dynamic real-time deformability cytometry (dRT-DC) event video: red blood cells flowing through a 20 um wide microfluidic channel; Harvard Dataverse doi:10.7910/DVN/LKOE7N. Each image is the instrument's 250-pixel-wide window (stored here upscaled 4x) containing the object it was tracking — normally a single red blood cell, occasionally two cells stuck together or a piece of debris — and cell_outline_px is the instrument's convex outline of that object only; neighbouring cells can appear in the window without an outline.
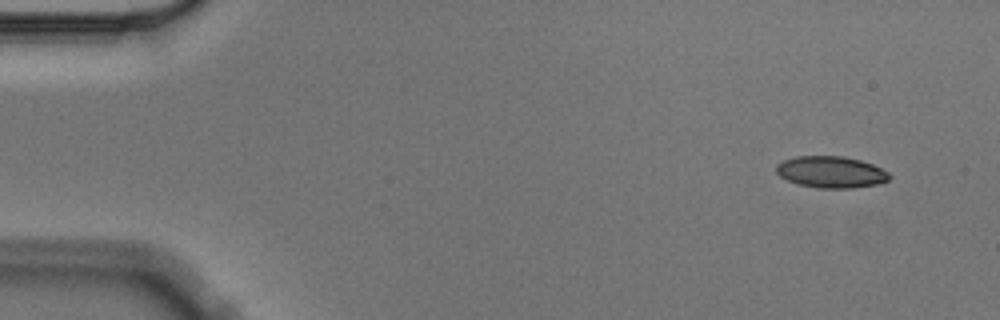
{"species": "Egyptian fruit bat (a non-hibernating species)", "species_latin": "Rousettus aegyptiacus", "temperature_condition": "cold", "stored_images_in_passage": 14, "camera_frame_rate_fps": 3000, "um_per_image_px": 0.085, "animal": {"sex": "male"}, "frame": {"image": 1, "passage_image": 1, "time_ms": 0.0, "image_size_px": [1000, 320], "cell_outline_px": [[892, 176], [888, 180], [876, 184], [852, 188], [816, 188], [800, 184], [788, 180], [780, 176], [776, 172], [776, 164], [784, 160], [796, 156], [844, 156], [860, 160], [872, 164], [888, 172]], "centroid_in_image_um": [70.63, 14.62], "position_along_channel_um": 14.4, "area_um2": 20.75}}
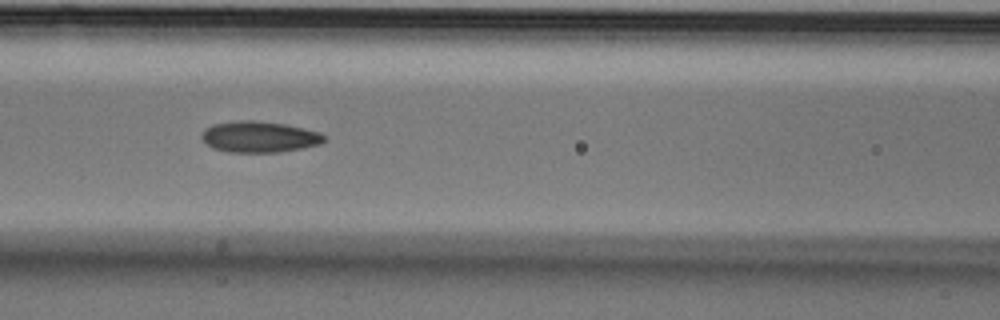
{"frame": {"image": 2, "passage_image": 6, "time_ms": 1.667, "image_size_px": [1000, 320], "cell_outline_px": [[324, 140], [320, 144], [300, 148], [276, 152], [228, 152], [212, 148], [200, 136], [200, 132], [204, 128], [212, 124], [240, 120], [256, 120], [284, 124], [320, 132], [324, 136]], "centroid_in_image_um": [21.98, 11.62], "position_along_channel_um": 144.6, "area_um2": 22.14}}
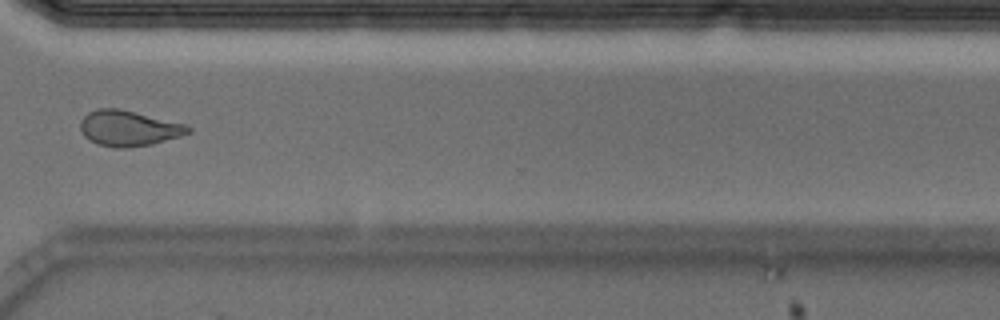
{"frame": {"image": 3, "passage_image": 11, "time_ms": 3.333, "image_size_px": [1000, 320], "cell_outline_px": [[192, 132], [180, 136], [152, 144], [128, 148], [116, 148], [96, 144], [88, 140], [84, 136], [80, 128], [80, 120], [88, 112], [96, 108], [120, 108], [188, 124], [192, 128]], "centroid_in_image_um": [10.94, 10.9], "position_along_channel_um": 359.7, "area_um2": 22.77}}